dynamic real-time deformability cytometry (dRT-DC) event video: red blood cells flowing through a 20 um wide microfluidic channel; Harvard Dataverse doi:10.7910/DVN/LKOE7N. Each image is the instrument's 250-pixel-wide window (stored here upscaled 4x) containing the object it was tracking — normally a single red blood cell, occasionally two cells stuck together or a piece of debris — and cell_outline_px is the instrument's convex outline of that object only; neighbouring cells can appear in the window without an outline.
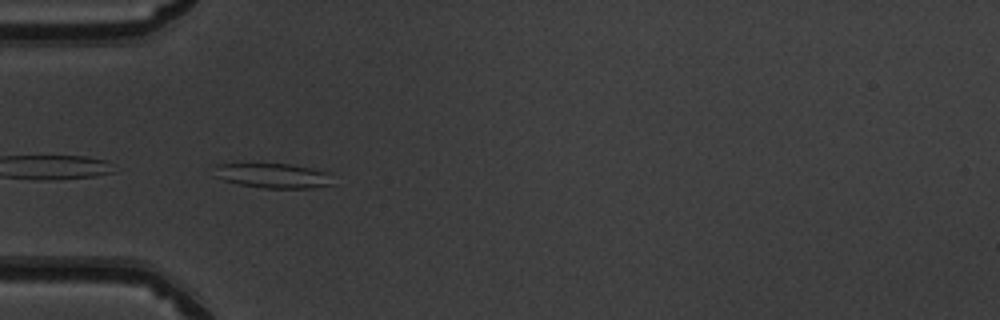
{"species": "common noctule bat (a hibernating species)", "species_latin": "Nyctalus noctula", "temperature_condition": "warm", "stored_images_in_passage": 40, "camera_frame_rate_fps": 3000, "um_per_image_px": 0.085, "animal": {"sex": "male", "body_mass_g": 19.5, "forearm_length_mm": 54.6}, "frame": {"image": 1, "passage_image": 12, "time_ms": 3.667, "image_size_px": [1000, 320], "cell_outline_px": [[332, 184], [312, 188], [264, 188], [240, 184], [224, 180], [212, 176], [212, 164], [288, 164], [312, 168], [328, 172]], "centroid_in_image_um": [23.12, 14.92], "position_along_channel_um": 61.9, "area_um2": 17.17}}
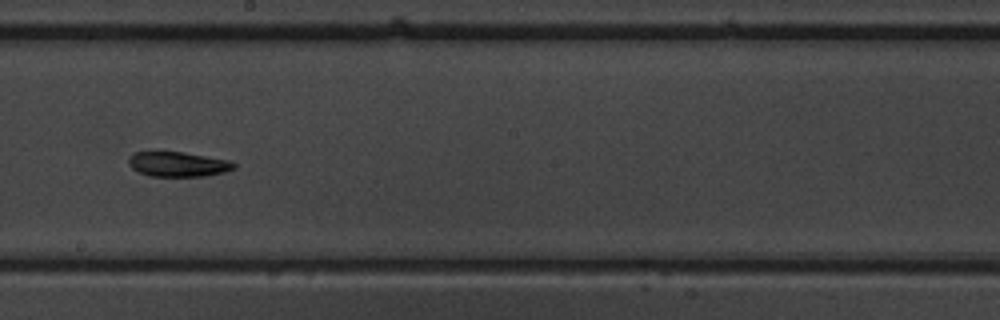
{"frame": {"image": 2, "passage_image": 25, "time_ms": 8.0, "image_size_px": [1000, 320], "cell_outline_px": [[236, 168], [224, 172], [204, 176], [152, 176], [140, 172], [132, 168], [128, 164], [128, 156], [132, 152], [184, 152], [228, 160], [236, 164]], "centroid_in_image_um": [15.11, 13.95], "position_along_channel_um": 233.1, "area_um2": 15.2}}
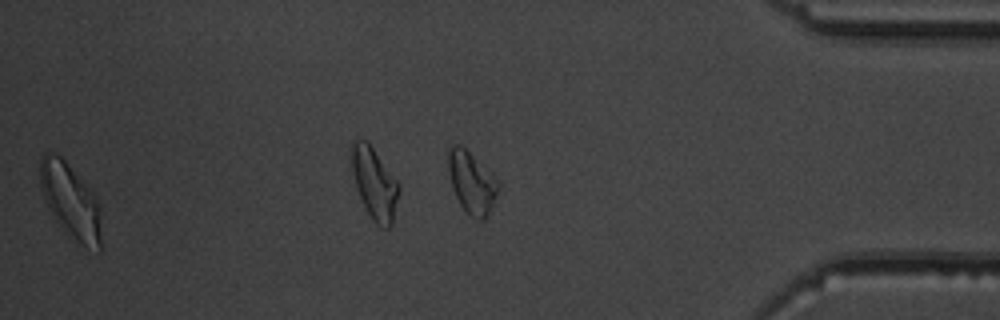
{"frame": {"image": 3, "passage_image": 39, "time_ms": 12.667, "image_size_px": [1000, 320], "cell_outline_px": [[100, 252], [68, 236], [56, 220], [48, 208], [44, 200], [40, 188], [40, 156], [44, 152], [56, 152], [64, 160], [92, 192], [100, 208]], "centroid_in_image_um": [5.95, 17.05], "position_along_channel_um": 429.3, "area_um2": 26.24}, "authors_computed_cell_mechanics": {"area_um2": 15.8083, "velocity_mm_per_s": 4.0182, "shape_relaxation_time_tau1_ms": 3.9527, "shape_relaxation_time_tau2_ms": 2.7789, "deformation_change_tau1": 0.1395, "deformation_change_tau2": 0.099}}